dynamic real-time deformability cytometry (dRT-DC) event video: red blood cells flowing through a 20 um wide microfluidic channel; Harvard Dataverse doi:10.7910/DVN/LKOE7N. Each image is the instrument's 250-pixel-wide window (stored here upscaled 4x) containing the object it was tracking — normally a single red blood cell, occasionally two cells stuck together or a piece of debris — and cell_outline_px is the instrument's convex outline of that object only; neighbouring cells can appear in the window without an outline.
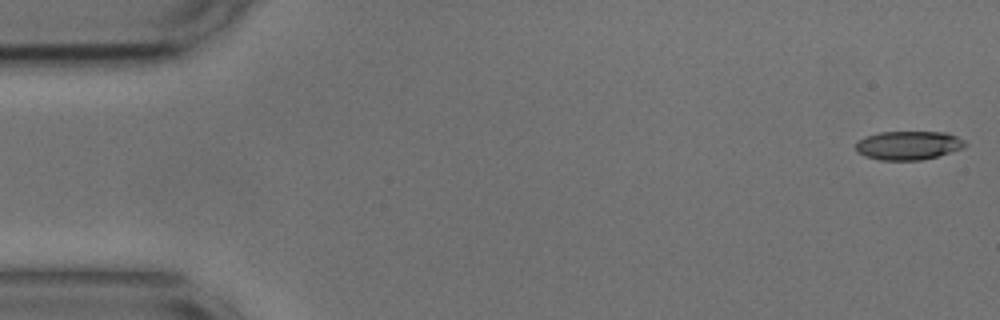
{"species": "common noctule bat (a hibernating species)", "species_latin": "Nyctalus noctula", "temperature_condition": "cold", "stored_images_in_passage": 53, "camera_frame_rate_fps": 3000, "um_per_image_px": 0.085, "animal": {"sex": "male", "body_mass_g": 17.9, "forearm_length_mm": 54.2}, "frame": {"image": 1, "passage_image": 1, "time_ms": 0.0, "image_size_px": [1000, 320], "cell_outline_px": [[968, 144], [964, 148], [936, 156], [920, 160], [880, 160], [864, 156], [856, 152], [856, 140], [864, 136], [880, 132], [948, 132], [964, 140]], "centroid_in_image_um": [77.19, 12.35], "position_along_channel_um": 7.8, "area_um2": 18.5}}
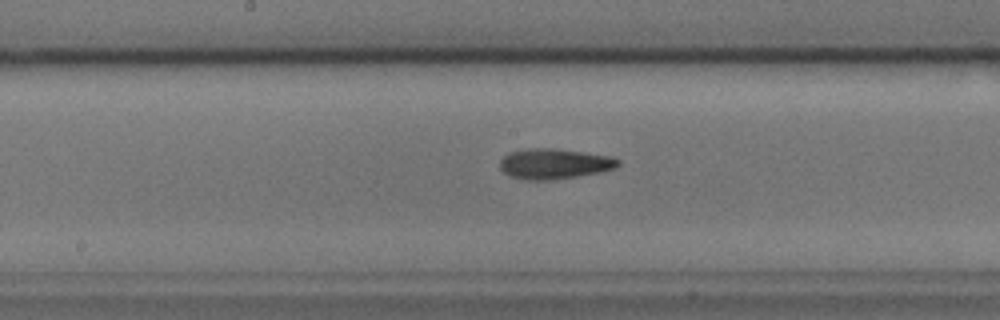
{"frame": {"image": 2, "passage_image": 27, "time_ms": 8.667, "image_size_px": [1000, 320], "cell_outline_px": [[620, 164], [616, 168], [600, 172], [552, 180], [528, 180], [508, 176], [500, 168], [500, 160], [508, 152], [524, 148], [556, 148], [608, 156], [620, 160]], "centroid_in_image_um": [47.07, 13.92], "position_along_channel_um": 201.1, "area_um2": 20.98}}
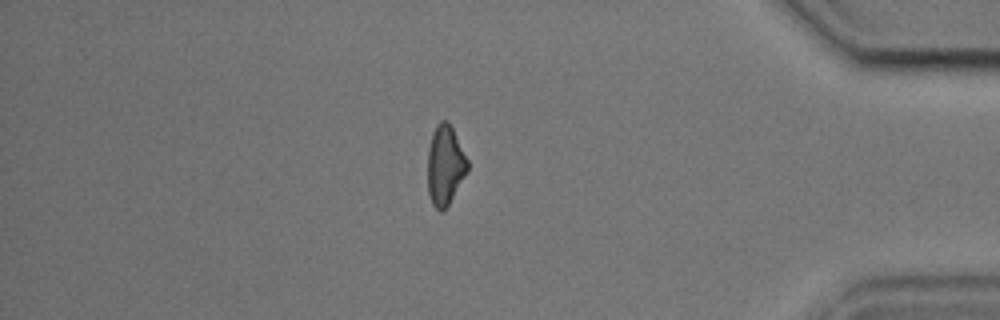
{"frame": {"image": 3, "passage_image": 46, "time_ms": 15.0, "image_size_px": [1000, 320], "cell_outline_px": [[468, 172], [448, 204], [440, 212], [432, 204], [428, 192], [428, 148], [432, 132], [436, 124], [440, 120], [448, 120], [468, 160]], "centroid_in_image_um": [37.83, 14.02], "position_along_channel_um": 397.4, "area_um2": 18.5}, "authors_computed_cell_mechanics": {"area_um2": 19.1318, "velocity_mm_per_s": 3.6672, "shape_relaxation_time_tau1_ms": 6.4904, "shape_relaxation_time_tau2_ms": null, "deformation_change_tau1": 0.1466, "deformation_change_tau2": null}}